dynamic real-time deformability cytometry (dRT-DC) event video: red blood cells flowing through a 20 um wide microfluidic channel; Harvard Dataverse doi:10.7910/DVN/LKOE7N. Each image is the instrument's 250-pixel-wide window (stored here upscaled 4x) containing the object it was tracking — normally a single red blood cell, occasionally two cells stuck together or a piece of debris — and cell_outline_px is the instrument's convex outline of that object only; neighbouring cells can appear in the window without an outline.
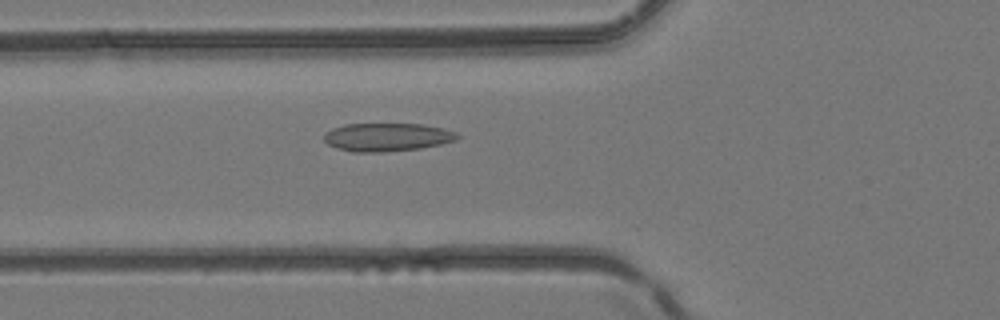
{"species": "common noctule bat (a hibernating species)", "species_latin": "Nyctalus noctula", "temperature_condition": "room temperature", "stored_images_in_passage": 33, "camera_frame_rate_fps": 3000, "um_per_image_px": 0.085, "animal": {"sex": "female", "body_mass_g": 24.6, "forearm_length_mm": 56.2}, "frame": {"image": 1, "passage_image": 6, "time_ms": 1.667, "image_size_px": [1000, 320], "cell_outline_px": [[460, 136], [456, 140], [440, 144], [420, 148], [384, 152], [352, 152], [336, 148], [328, 144], [324, 140], [324, 132], [332, 128], [344, 124], [420, 124], [444, 128], [456, 132]], "centroid_in_image_um": [32.87, 11.65], "position_along_channel_um": 92.9, "area_um2": 22.02}}
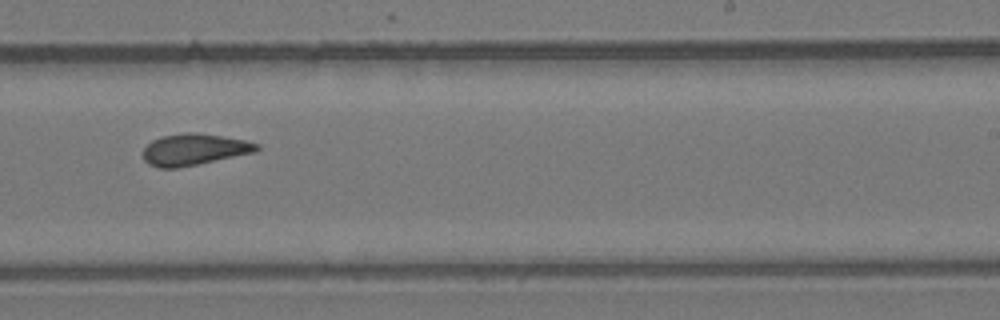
{"frame": {"image": 2, "passage_image": 17, "time_ms": 5.333, "image_size_px": [1000, 320], "cell_outline_px": [[260, 148], [256, 152], [176, 168], [160, 168], [148, 164], [144, 160], [144, 148], [152, 140], [160, 136], [184, 132], [192, 132], [220, 136], [244, 140], [260, 144]], "centroid_in_image_um": [16.49, 12.7], "position_along_channel_um": 272.5, "area_um2": 20.69}}
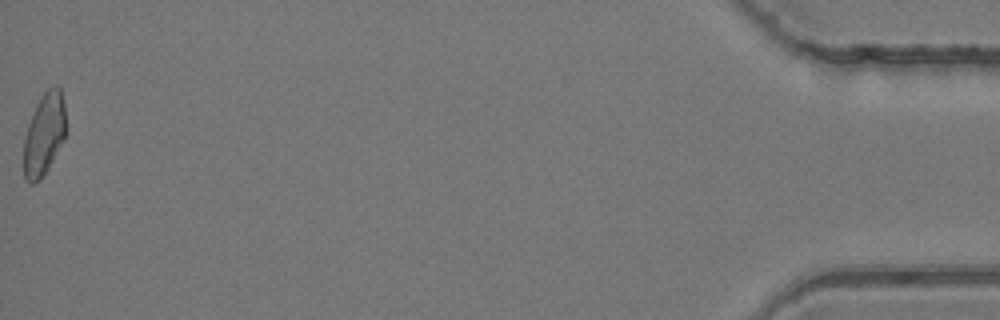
{"frame": {"image": 3, "passage_image": 33, "time_ms": 10.667, "image_size_px": [1000, 320], "cell_outline_px": [[64, 140], [48, 168], [40, 180], [32, 184], [24, 180], [24, 136], [28, 124], [36, 104], [44, 92], [48, 88], [56, 84], [60, 84], [64, 104]], "centroid_in_image_um": [3.74, 11.4], "position_along_channel_um": 431.5, "area_um2": 20.17}}